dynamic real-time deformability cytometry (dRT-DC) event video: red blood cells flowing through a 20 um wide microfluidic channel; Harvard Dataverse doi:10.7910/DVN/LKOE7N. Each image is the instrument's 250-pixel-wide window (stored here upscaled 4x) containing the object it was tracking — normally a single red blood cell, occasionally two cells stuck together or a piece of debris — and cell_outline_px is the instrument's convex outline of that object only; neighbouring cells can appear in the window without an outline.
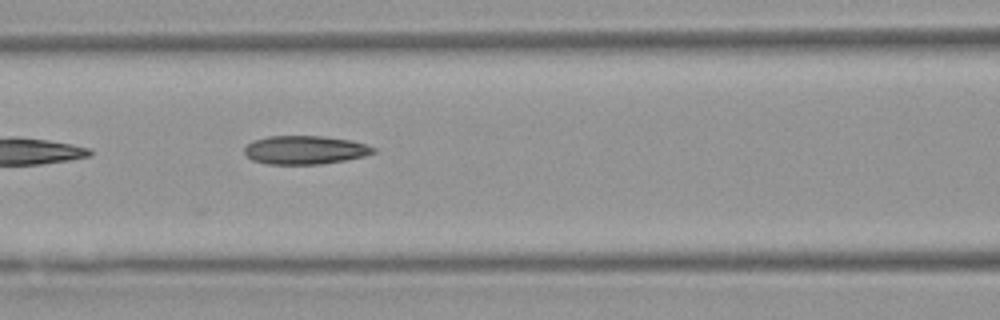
{"species": "Egyptian fruit bat (a non-hibernating species)", "species_latin": "Rousettus aegyptiacus", "temperature_condition": "warm", "stored_images_in_passage": 5, "camera_frame_rate_fps": 3000, "um_per_image_px": 0.085, "animal": {"sex": "female"}, "frame": {"image": 1, "passage_image": 5, "time_ms": 4.667, "image_size_px": [1000, 320], "cell_outline_px": [[376, 152], [364, 156], [344, 160], [320, 164], [268, 164], [252, 160], [244, 152], [244, 148], [252, 140], [268, 136], [324, 136], [352, 140], [376, 148]], "centroid_in_image_um": [25.92, 12.74], "position_along_channel_um": 140.7, "area_um2": 21.44}}